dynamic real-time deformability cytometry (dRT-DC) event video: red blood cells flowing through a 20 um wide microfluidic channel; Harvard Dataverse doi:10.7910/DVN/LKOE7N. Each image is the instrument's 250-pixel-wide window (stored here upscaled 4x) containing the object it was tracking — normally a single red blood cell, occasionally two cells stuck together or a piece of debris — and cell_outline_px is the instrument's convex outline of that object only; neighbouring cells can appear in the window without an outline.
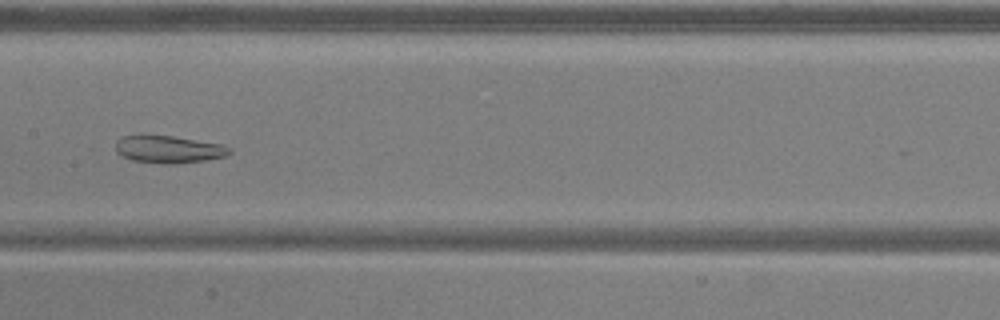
{"species": "common noctule bat (a hibernating species)", "species_latin": "Nyctalus noctula", "temperature_condition": "warm", "stored_images_in_passage": 50, "camera_frame_rate_fps": 3000, "um_per_image_px": 0.085, "animal": {"sex": "male", "body_mass_g": 20.5, "forearm_length_mm": 52.5}, "frame": {"image": 1, "passage_image": 22, "time_ms": 7.0, "image_size_px": [1000, 320], "cell_outline_px": [[232, 152], [224, 156], [204, 160], [176, 164], [164, 164], [132, 160], [116, 152], [116, 140], [124, 136], [144, 132], [172, 136], [220, 144], [232, 148]], "centroid_in_image_um": [14.27, 12.66], "position_along_channel_um": 193.1, "area_um2": 18.55}, "authors_computed_cell_mechanics": {"area_um2": 26.7614, "velocity_mm_per_s": 3.8058, "shape_relaxation_time_tau1_ms": null, "shape_relaxation_time_tau2_ms": 3.1998, "deformation_change_tau1": null, "deformation_change_tau2": 0.0939}}